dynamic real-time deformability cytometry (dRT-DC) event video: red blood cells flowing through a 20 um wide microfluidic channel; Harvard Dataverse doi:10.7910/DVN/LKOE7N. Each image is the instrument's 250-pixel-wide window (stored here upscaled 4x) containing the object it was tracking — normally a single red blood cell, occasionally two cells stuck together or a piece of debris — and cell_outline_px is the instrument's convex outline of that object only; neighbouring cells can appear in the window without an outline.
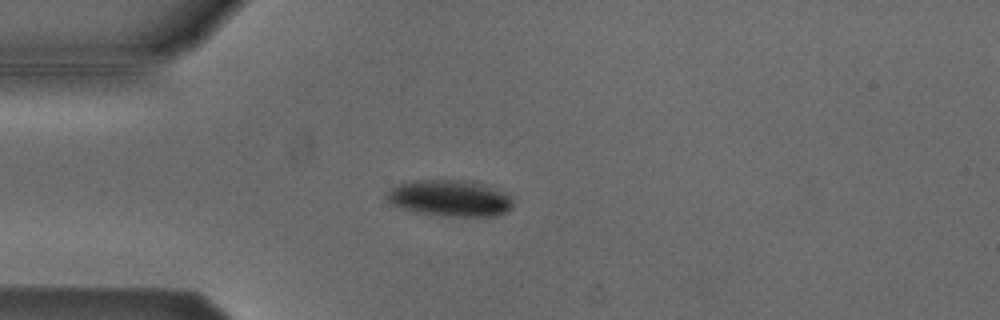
{"species": "Egyptian fruit bat (a non-hibernating species)", "species_latin": "Rousettus aegyptiacus", "temperature_condition": "cold", "stored_images_in_passage": 4, "camera_frame_rate_fps": 3000, "um_per_image_px": 0.085, "animal": {"sex": "male"}, "frame": {"image": 1, "passage_image": 3, "time_ms": 0.667, "image_size_px": [1000, 320], "cell_outline_px": [[512, 208], [496, 216], [444, 216], [412, 212], [388, 204], [384, 196], [392, 188], [400, 184], [412, 180], [468, 180], [484, 184], [508, 192], [512, 196]], "centroid_in_image_um": [38.23, 16.85], "position_along_channel_um": 46.8, "area_um2": 27.28}}